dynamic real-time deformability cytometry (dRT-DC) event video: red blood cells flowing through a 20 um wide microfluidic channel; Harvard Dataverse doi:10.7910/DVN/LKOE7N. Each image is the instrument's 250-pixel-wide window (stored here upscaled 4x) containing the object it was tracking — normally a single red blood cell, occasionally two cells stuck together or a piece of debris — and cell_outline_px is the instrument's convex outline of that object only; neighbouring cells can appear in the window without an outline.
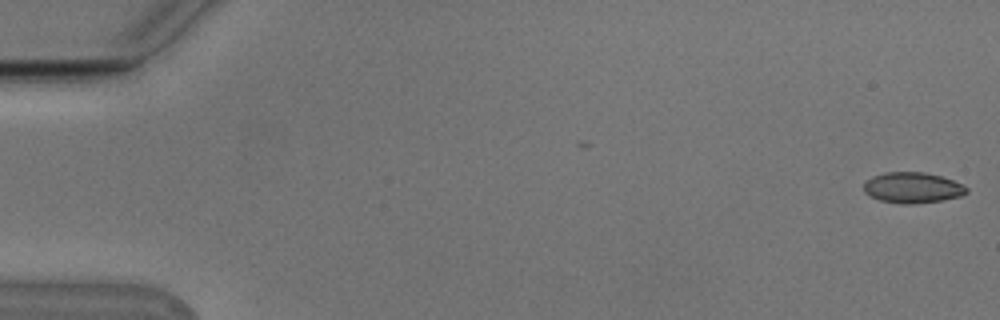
{"species": "Egyptian fruit bat (a non-hibernating species)", "species_latin": "Rousettus aegyptiacus", "temperature_condition": "cold", "stored_images_in_passage": 53, "camera_frame_rate_fps": 3000, "um_per_image_px": 0.085, "animal": {"sex": "male"}, "frame": {"image": 1, "passage_image": 1, "time_ms": 0.0, "image_size_px": [1000, 320], "cell_outline_px": [[968, 192], [960, 196], [944, 200], [916, 204], [900, 204], [880, 200], [864, 192], [864, 184], [872, 176], [884, 172], [924, 172], [940, 176], [952, 180], [968, 188]], "centroid_in_image_um": [77.57, 15.96], "position_along_channel_um": 7.4, "area_um2": 18.38}}
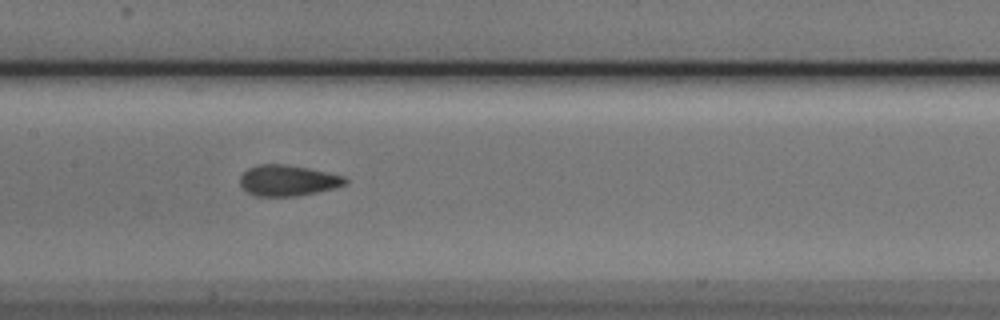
{"frame": {"image": 2, "passage_image": 27, "time_ms": 8.667, "image_size_px": [1000, 320], "cell_outline_px": [[348, 184], [316, 192], [296, 196], [252, 196], [240, 184], [240, 176], [248, 168], [260, 164], [284, 164], [308, 168], [344, 176], [348, 180]], "centroid_in_image_um": [24.45, 15.34], "position_along_channel_um": 182.9, "area_um2": 18.84}}
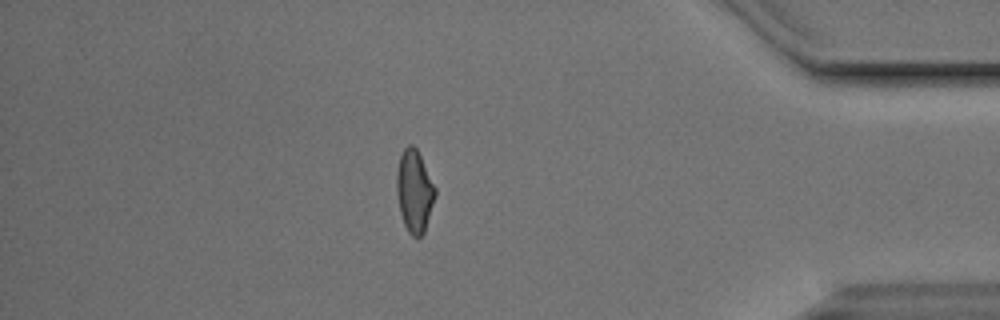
{"frame": {"image": 3, "passage_image": 47, "time_ms": 15.333, "image_size_px": [1000, 320], "cell_outline_px": [[436, 196], [424, 232], [416, 240], [408, 232], [404, 224], [400, 212], [396, 192], [396, 172], [400, 156], [404, 148], [408, 144], [412, 144], [416, 148], [436, 188]], "centroid_in_image_um": [35.21, 16.26], "position_along_channel_um": 400.0, "area_um2": 18.55}}